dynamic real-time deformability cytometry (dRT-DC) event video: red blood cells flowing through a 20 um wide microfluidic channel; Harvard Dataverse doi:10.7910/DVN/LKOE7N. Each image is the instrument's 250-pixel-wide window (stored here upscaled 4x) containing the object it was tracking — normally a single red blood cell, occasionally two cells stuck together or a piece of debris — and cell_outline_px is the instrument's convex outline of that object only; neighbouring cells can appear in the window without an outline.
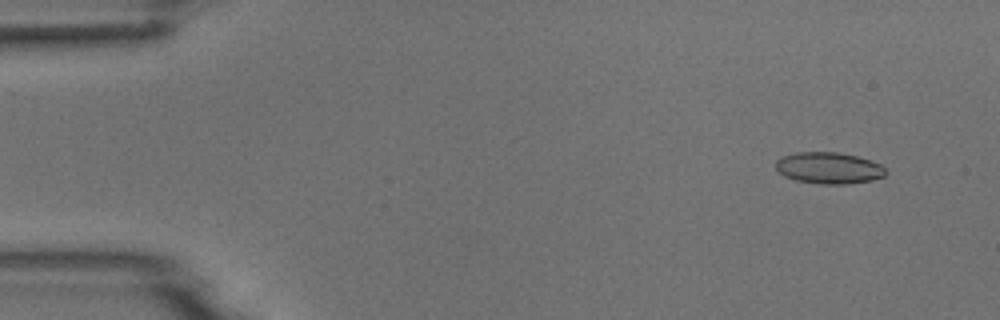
{"species": "common noctule bat (a hibernating species)", "species_latin": "Nyctalus noctula", "temperature_condition": "room temperature", "stored_images_in_passage": 4, "camera_frame_rate_fps": 3000, "um_per_image_px": 0.085, "animal": {"sex": "male", "body_mass_g": 18.8}, "frame": {"image": 1, "passage_image": 1, "time_ms": 0.0, "image_size_px": [1000, 320], "cell_outline_px": [[888, 172], [884, 176], [872, 180], [844, 184], [820, 184], [796, 180], [784, 176], [776, 168], [776, 160], [784, 156], [796, 152], [836, 152], [856, 156], [880, 164]], "centroid_in_image_um": [70.45, 14.28], "position_along_channel_um": 14.6, "area_um2": 20.0}}
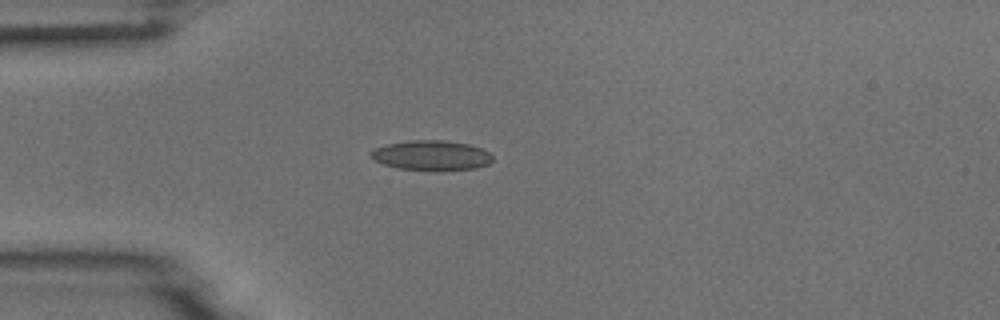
{"frame": {"image": 2, "passage_image": 4, "time_ms": 3.333, "image_size_px": [1000, 320], "cell_outline_px": [[492, 160], [488, 164], [476, 168], [400, 168], [384, 164], [372, 160], [368, 156], [368, 152], [372, 148], [388, 144], [408, 140], [444, 140], [468, 144], [480, 148], [488, 152], [492, 156]], "centroid_in_image_um": [36.58, 13.16], "position_along_channel_um": 48.4, "area_um2": 20.58}}